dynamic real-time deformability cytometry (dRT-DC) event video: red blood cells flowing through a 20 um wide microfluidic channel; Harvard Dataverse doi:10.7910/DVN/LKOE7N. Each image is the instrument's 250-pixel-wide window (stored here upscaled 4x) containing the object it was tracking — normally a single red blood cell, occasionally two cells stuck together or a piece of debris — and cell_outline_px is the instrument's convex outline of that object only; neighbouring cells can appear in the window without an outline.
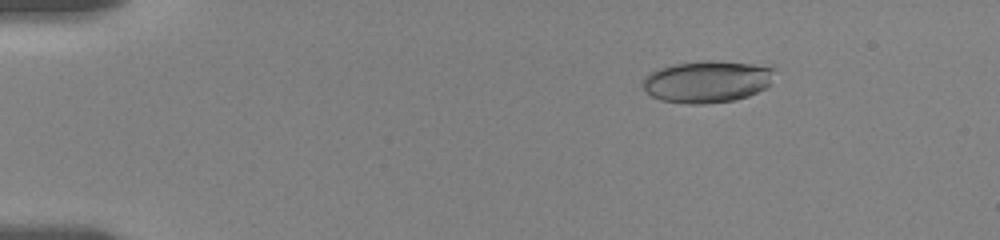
{"species": "human", "species_latin": "Homo sapiens", "temperature_condition": "room temperature", "stored_images_in_passage": 29, "camera_frame_rate_fps": 3000, "um_per_image_px": 0.085, "donor": {"sex": "female"}, "frame": {"image": 1, "passage_image": 2, "time_ms": 0.667, "image_size_px": [1000, 240], "cell_outline_px": [[776, 68], [768, 84], [764, 88], [748, 96], [732, 100], [704, 104], [688, 104], [660, 100], [652, 96], [640, 84], [644, 76], [656, 68], [672, 64], [704, 60], [720, 60], [772, 64]], "centroid_in_image_um": [60.11, 6.89], "position_along_channel_um": 24.9, "area_um2": 32.95}}
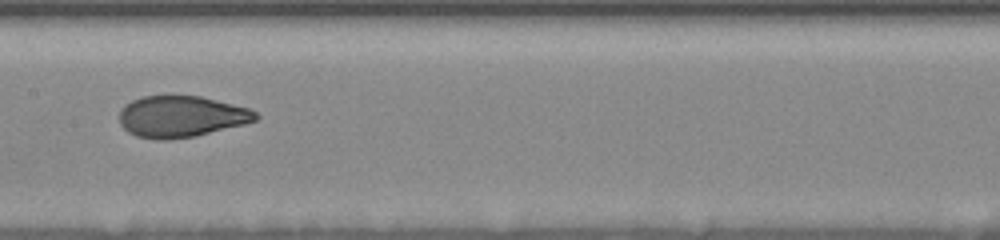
{"frame": {"image": 2, "passage_image": 15, "time_ms": 7.667, "image_size_px": [1000, 240], "cell_outline_px": [[260, 116], [256, 120], [244, 124], [196, 136], [168, 140], [160, 140], [136, 136], [128, 132], [120, 124], [120, 108], [124, 104], [132, 100], [144, 96], [200, 96], [248, 108], [256, 112]], "centroid_in_image_um": [15.38, 9.91], "position_along_channel_um": 192.0, "area_um2": 32.83}}
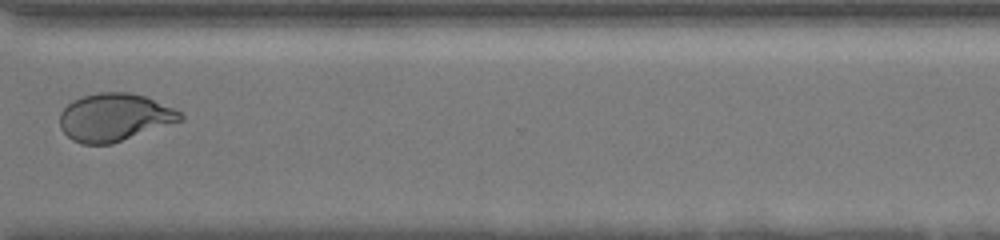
{"frame": {"image": 3, "passage_image": 24, "time_ms": 12.333, "image_size_px": [1000, 240], "cell_outline_px": [[184, 120], [112, 144], [84, 144], [72, 140], [60, 128], [60, 112], [72, 100], [84, 96], [100, 92], [128, 92], [144, 96], [172, 108], [180, 112], [184, 116]], "centroid_in_image_um": [9.72, 9.98], "position_along_channel_um": 360.9, "area_um2": 33.41}, "authors_computed_cell_mechanics": {"area_um2": 33.235, "velocity_mm_per_s": 3.6245, "shape_relaxation_time_tau1_ms": 5.1617, "shape_relaxation_time_tau2_ms": 0.6925, "deformation_change_tau1": 0.1914, "deformation_change_tau2": 0.0512}}